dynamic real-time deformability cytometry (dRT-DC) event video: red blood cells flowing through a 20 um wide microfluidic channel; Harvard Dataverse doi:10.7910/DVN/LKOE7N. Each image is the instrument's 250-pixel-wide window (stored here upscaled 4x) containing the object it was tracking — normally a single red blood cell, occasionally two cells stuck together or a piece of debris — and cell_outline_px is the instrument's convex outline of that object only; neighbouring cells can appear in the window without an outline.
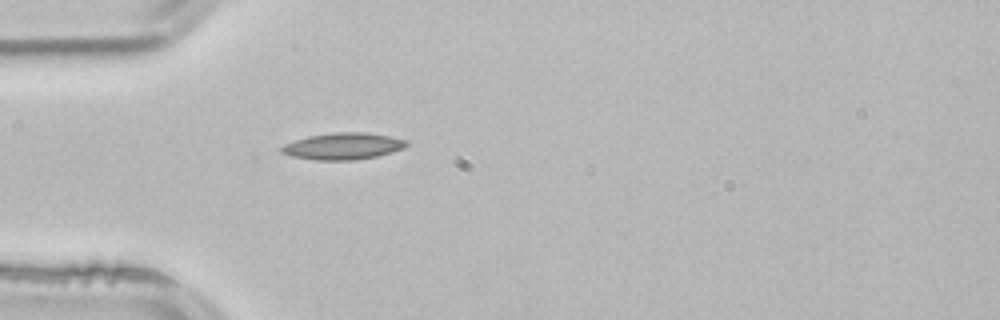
{"species": "common noctule bat (a hibernating species)", "species_latin": "Nyctalus noctula", "temperature_condition": "room temperature", "stored_images_in_passage": 1, "camera_frame_rate_fps": 3000, "um_per_image_px": 0.085, "animal": {"sex": "male", "body_mass_g": 21.5, "forearm_length_mm": 52.0}, "frame": {"image": 1, "passage_image": 1, "time_ms": 0.0, "image_size_px": [1000, 320], "cell_outline_px": [[408, 144], [404, 148], [392, 152], [376, 156], [352, 160], [316, 160], [292, 156], [280, 152], [280, 148], [284, 144], [308, 136], [336, 132], [368, 132], [408, 140]], "centroid_in_image_um": [29.17, 12.42], "position_along_channel_um": 55.8, "area_um2": 19.36}}